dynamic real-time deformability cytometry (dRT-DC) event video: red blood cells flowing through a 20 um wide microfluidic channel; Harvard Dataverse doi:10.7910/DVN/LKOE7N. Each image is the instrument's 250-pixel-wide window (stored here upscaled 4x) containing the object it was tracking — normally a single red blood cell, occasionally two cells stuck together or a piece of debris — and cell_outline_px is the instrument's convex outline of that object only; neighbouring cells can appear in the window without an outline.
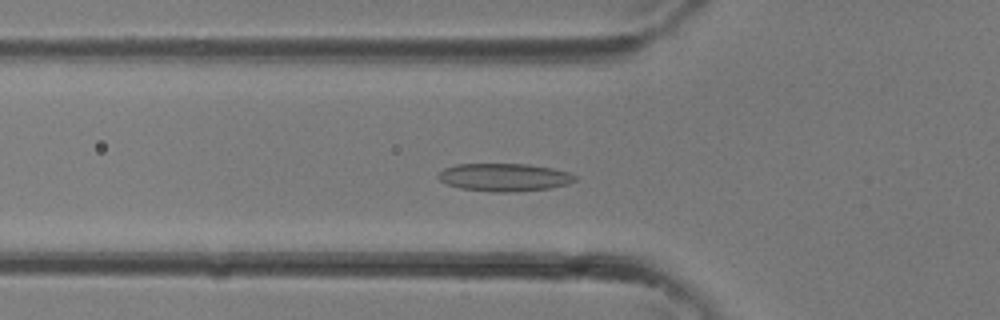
{"species": "common noctule bat (a hibernating species)", "species_latin": "Nyctalus noctula", "temperature_condition": "room temperature", "stored_images_in_passage": 33, "camera_frame_rate_fps": 3000, "um_per_image_px": 0.085, "animal": {"sex": "female"}, "frame": {"image": 1, "passage_image": 11, "time_ms": 3.333, "image_size_px": [1000, 320], "cell_outline_px": [[576, 180], [568, 184], [552, 188], [512, 192], [492, 192], [460, 188], [448, 184], [440, 180], [436, 176], [444, 168], [456, 164], [528, 164], [552, 168], [568, 172], [576, 176]], "centroid_in_image_um": [42.87, 15.07], "position_along_channel_um": 82.9, "area_um2": 22.25}}
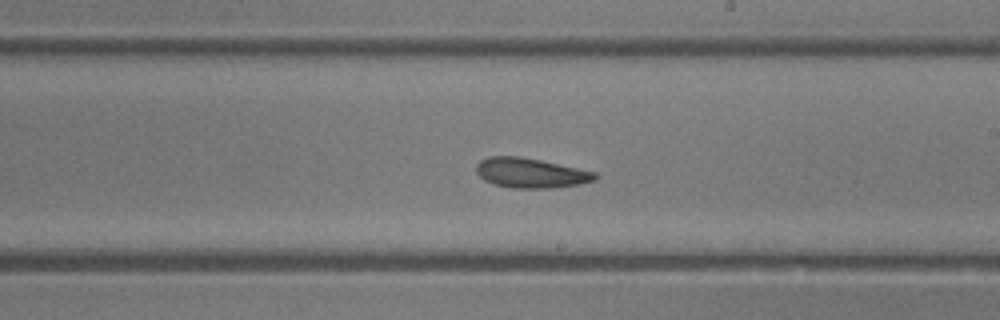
{"frame": {"image": 2, "passage_image": 19, "time_ms": 6.0, "image_size_px": [1000, 320], "cell_outline_px": [[600, 176], [596, 180], [580, 184], [552, 188], [512, 188], [492, 184], [484, 180], [476, 172], [476, 164], [480, 160], [488, 156], [520, 156], [540, 160], [596, 172]], "centroid_in_image_um": [45.1, 14.7], "position_along_channel_um": 243.9, "area_um2": 20.81}}
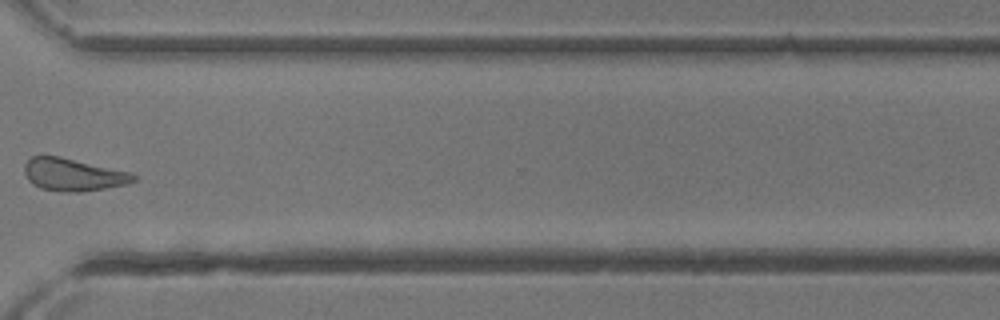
{"frame": {"image": 3, "passage_image": 25, "time_ms": 8.0, "image_size_px": [1000, 320], "cell_outline_px": [[136, 180], [128, 184], [80, 192], [64, 192], [40, 188], [32, 184], [28, 180], [24, 172], [24, 164], [32, 156], [60, 156], [132, 172], [136, 176]], "centroid_in_image_um": [6.22, 14.84], "position_along_channel_um": 364.4, "area_um2": 20.81}}